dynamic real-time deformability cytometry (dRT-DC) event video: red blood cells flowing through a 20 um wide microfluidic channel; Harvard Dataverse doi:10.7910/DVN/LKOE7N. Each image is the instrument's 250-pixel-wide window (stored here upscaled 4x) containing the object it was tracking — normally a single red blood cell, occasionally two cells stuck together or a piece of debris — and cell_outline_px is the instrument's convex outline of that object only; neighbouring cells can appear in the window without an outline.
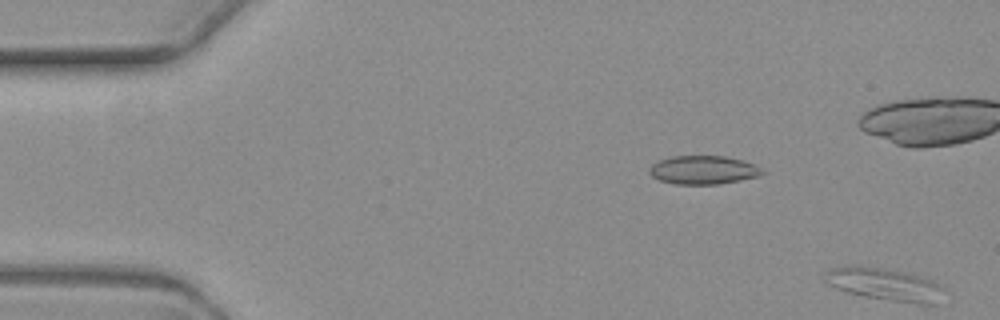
{"species": "common noctule bat (a hibernating species)", "species_latin": "Nyctalus noctula", "temperature_condition": "warm", "stored_images_in_passage": 3, "camera_frame_rate_fps": 3000, "um_per_image_px": 0.085, "animal": {"sex": "female", "body_mass_g": 19.3, "forearm_length_mm": 54.1}, "frame": {"image": 1, "passage_image": 3, "time_ms": 2.333, "image_size_px": [1000, 320], "cell_outline_px": [[944, 288], [936, 304], [920, 304], [864, 296], [848, 292], [836, 288], [828, 284], [820, 276], [828, 268], [844, 264], [860, 264], [884, 268], [904, 272], [920, 276], [932, 280], [940, 284]], "centroid_in_image_um": [75.08, 24.11], "position_along_channel_um": 9.9, "area_um2": 23.0}}